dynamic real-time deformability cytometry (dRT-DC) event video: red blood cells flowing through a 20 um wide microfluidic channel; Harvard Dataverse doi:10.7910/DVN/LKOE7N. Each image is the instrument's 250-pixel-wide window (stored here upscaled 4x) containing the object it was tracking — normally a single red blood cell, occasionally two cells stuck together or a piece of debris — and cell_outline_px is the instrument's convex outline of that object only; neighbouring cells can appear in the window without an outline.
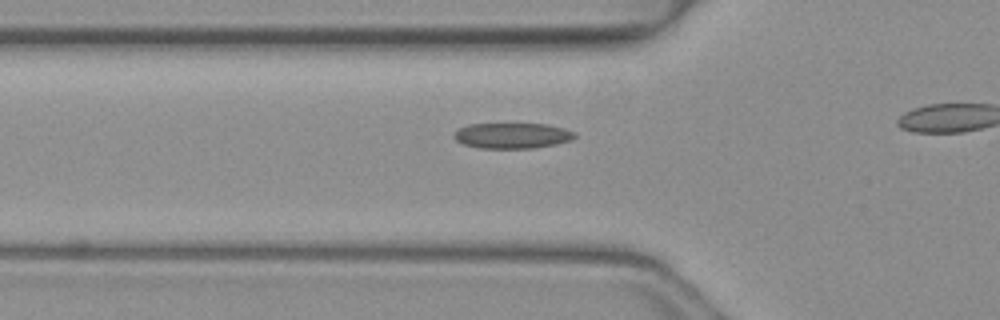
{"species": "common noctule bat (a hibernating species)", "species_latin": "Nyctalus noctula", "temperature_condition": "warm", "stored_images_in_passage": 13, "camera_frame_rate_fps": 3000, "um_per_image_px": 0.085, "animal": {"sex": "female", "body_mass_g": 19.3, "forearm_length_mm": 54.1}, "frame": {"image": 1, "passage_image": 8, "time_ms": 2.333, "image_size_px": [1000, 320], "cell_outline_px": [[576, 136], [572, 140], [556, 144], [532, 148], [480, 148], [464, 144], [456, 140], [452, 136], [460, 128], [468, 124], [548, 124], [564, 128], [576, 132]], "centroid_in_image_um": [43.57, 11.52], "position_along_channel_um": 82.2, "area_um2": 17.98}}
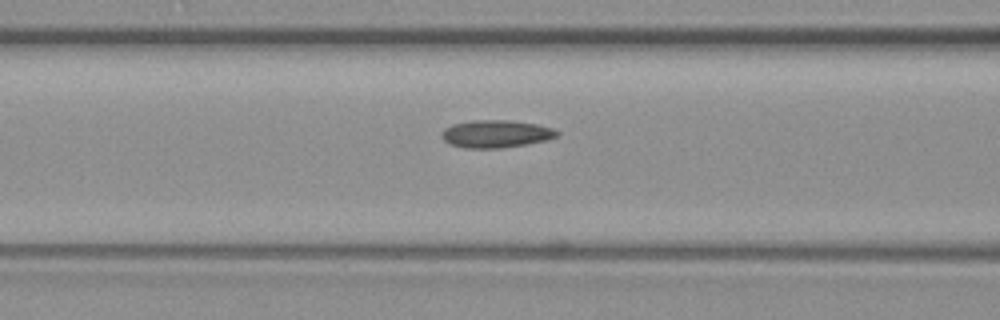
{"frame": {"image": 2, "passage_image": 11, "time_ms": 3.333, "image_size_px": [1000, 320], "cell_outline_px": [[560, 132], [556, 136], [544, 140], [528, 144], [504, 148], [464, 148], [448, 144], [440, 136], [440, 132], [444, 128], [452, 124], [472, 120], [508, 120], [536, 124], [552, 128]], "centroid_in_image_um": [42.09, 11.38], "position_along_channel_um": 124.5, "area_um2": 18.67}}